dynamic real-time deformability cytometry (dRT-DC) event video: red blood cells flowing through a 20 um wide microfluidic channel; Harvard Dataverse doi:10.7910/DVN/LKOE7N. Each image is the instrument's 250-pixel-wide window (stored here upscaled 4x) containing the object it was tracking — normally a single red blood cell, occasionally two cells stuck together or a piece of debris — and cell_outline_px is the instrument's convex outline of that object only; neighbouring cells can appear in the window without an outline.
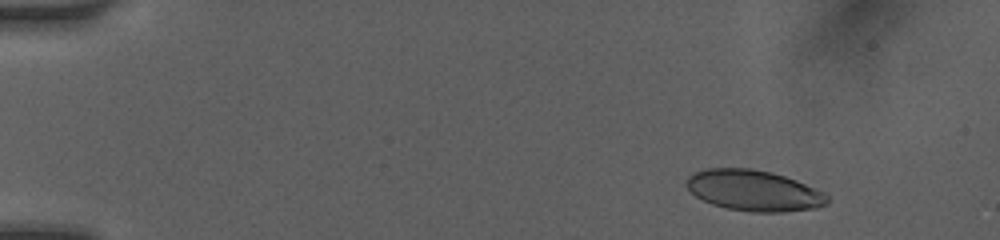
{"species": "human", "species_latin": "Homo sapiens", "temperature_condition": "room temperature", "stored_images_in_passage": 45, "camera_frame_rate_fps": 3000, "um_per_image_px": 0.085, "donor": {"sex": "female"}, "frame": {"image": 1, "passage_image": 6, "time_ms": 2.0, "image_size_px": [1000, 240], "cell_outline_px": [[828, 204], [816, 208], [784, 212], [752, 212], [728, 208], [712, 204], [696, 196], [684, 184], [688, 176], [692, 172], [708, 168], [752, 168], [772, 172], [796, 180], [824, 192], [828, 196]], "centroid_in_image_um": [64.07, 16.19], "position_along_channel_um": 20.9, "area_um2": 33.64}}
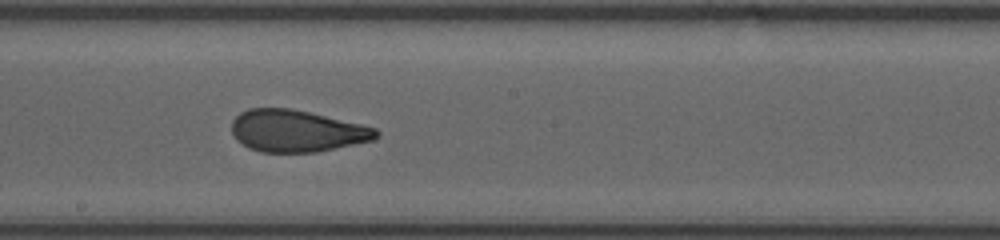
{"frame": {"image": 2, "passage_image": 26, "time_ms": 9.667, "image_size_px": [1000, 240], "cell_outline_px": [[380, 136], [372, 140], [316, 152], [260, 152], [248, 148], [236, 140], [232, 132], [232, 120], [240, 112], [248, 108], [292, 108], [360, 124], [376, 128], [380, 132]], "centroid_in_image_um": [25.18, 11.13], "position_along_channel_um": 223.0, "area_um2": 35.26}}
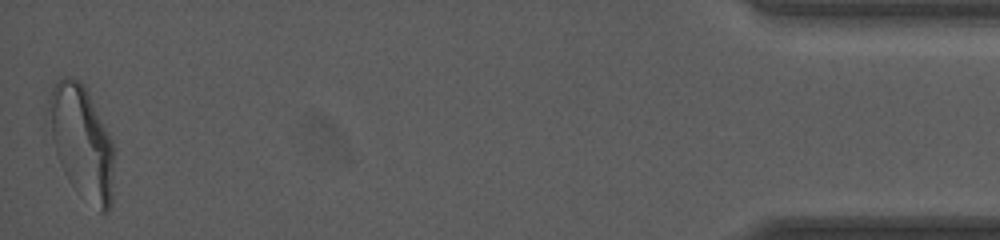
{"frame": {"image": 3, "passage_image": 45, "time_ms": 16.667, "image_size_px": [1000, 240], "cell_outline_px": [[112, 200], [108, 212], [100, 212], [68, 180], [44, 132], [44, 120], [48, 100], [52, 84], [56, 80], [64, 76], [68, 76], [80, 80], [84, 84], [88, 92], [112, 144]], "centroid_in_image_um": [6.81, 11.98], "position_along_channel_um": 428.4, "area_um2": 43.52}, "authors_computed_cell_mechanics": {"area_um2": 35.3736, "velocity_mm_per_s": 4.125, "shape_relaxation_time_tau1_ms": 4.9465, "shape_relaxation_time_tau2_ms": 0.9756, "deformation_change_tau1": 0.1702, "deformation_change_tau2": 0.0772}}